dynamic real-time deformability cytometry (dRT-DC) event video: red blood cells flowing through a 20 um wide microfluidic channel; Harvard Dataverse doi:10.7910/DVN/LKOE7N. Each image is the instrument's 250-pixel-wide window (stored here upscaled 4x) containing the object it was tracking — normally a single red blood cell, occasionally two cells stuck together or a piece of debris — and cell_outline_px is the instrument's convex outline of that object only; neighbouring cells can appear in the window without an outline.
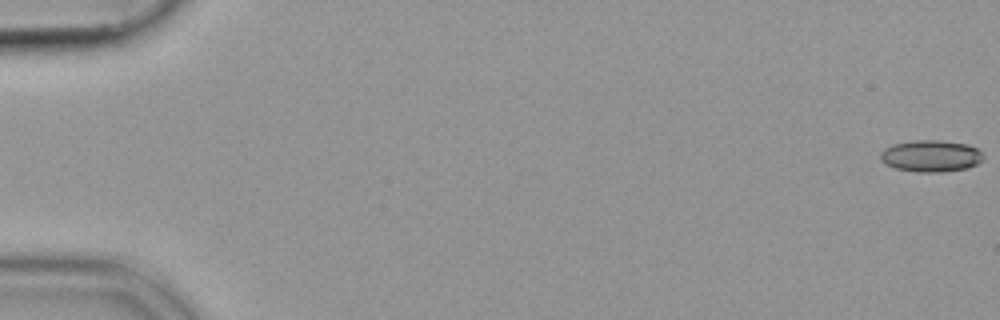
{"species": "common noctule bat (a hibernating species)", "species_latin": "Nyctalus noctula", "temperature_condition": "cold", "stored_images_in_passage": 54, "camera_frame_rate_fps": 3000, "um_per_image_px": 0.085, "animal": {"sex": "female", "body_mass_g": 19.9}, "frame": {"image": 1, "passage_image": 1, "time_ms": 0.0, "image_size_px": [1000, 320], "cell_outline_px": [[984, 156], [976, 164], [968, 168], [940, 172], [920, 172], [896, 168], [880, 160], [880, 152], [884, 148], [892, 144], [912, 140], [940, 140], [968, 144], [976, 148]], "centroid_in_image_um": [79.1, 13.24], "position_along_channel_um": 5.9, "area_um2": 18.96}}
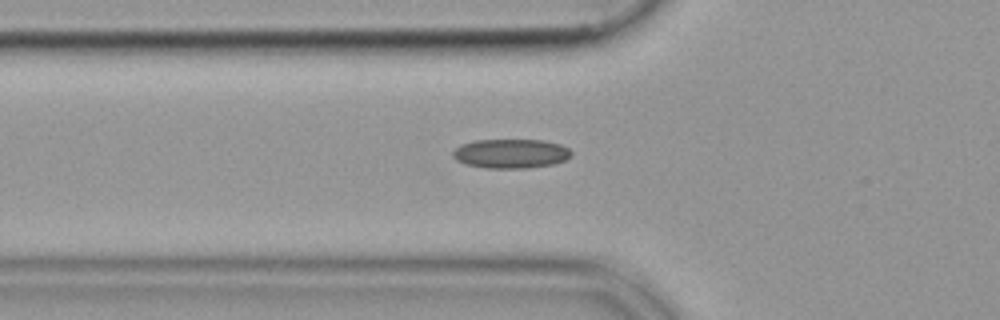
{"frame": {"image": 2, "passage_image": 20, "time_ms": 6.333, "image_size_px": [1000, 320], "cell_outline_px": [[572, 156], [564, 160], [552, 164], [524, 168], [488, 168], [468, 164], [456, 160], [452, 156], [452, 152], [460, 144], [472, 140], [544, 140], [560, 144], [568, 148], [572, 152]], "centroid_in_image_um": [43.41, 13.04], "position_along_channel_um": 82.4, "area_um2": 20.17}}
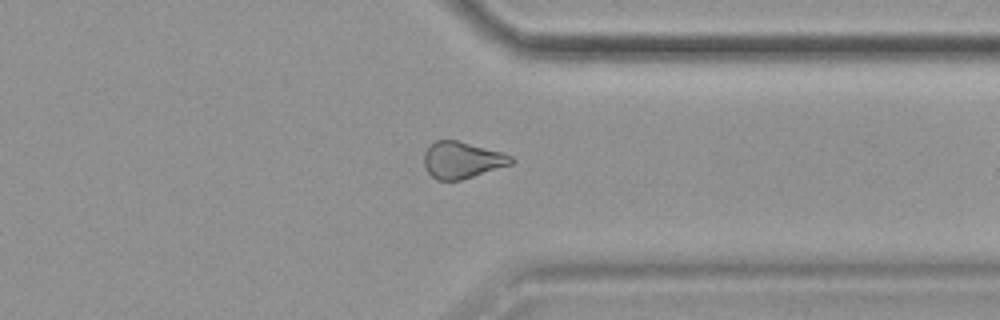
{"frame": {"image": 3, "passage_image": 43, "time_ms": 14.0, "image_size_px": [1000, 320], "cell_outline_px": [[516, 160], [512, 164], [460, 180], [436, 180], [428, 172], [424, 164], [424, 152], [436, 140], [456, 140], [500, 152], [512, 156]], "centroid_in_image_um": [39.27, 13.61], "position_along_channel_um": 372.1, "area_um2": 18.32}}